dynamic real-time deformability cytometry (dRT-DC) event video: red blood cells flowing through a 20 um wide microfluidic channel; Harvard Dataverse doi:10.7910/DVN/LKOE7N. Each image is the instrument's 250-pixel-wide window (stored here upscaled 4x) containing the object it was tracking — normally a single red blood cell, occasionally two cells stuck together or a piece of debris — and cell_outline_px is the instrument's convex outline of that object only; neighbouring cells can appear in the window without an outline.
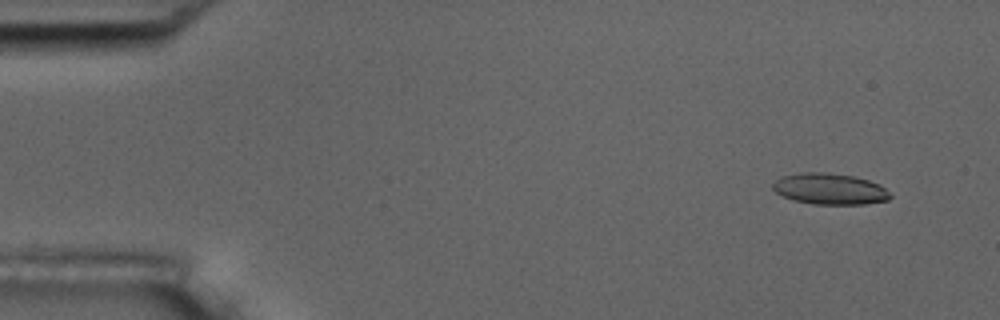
{"species": "common noctule bat (a hibernating species)", "species_latin": "Nyctalus noctula", "temperature_condition": "room temperature", "stored_images_in_passage": 8, "camera_frame_rate_fps": 3000, "um_per_image_px": 0.085, "animal": {"sex": "male", "body_mass_g": 17.5, "forearm_length_mm": 52.3}, "frame": {"image": 1, "passage_image": 1, "time_ms": 0.0, "image_size_px": [1000, 320], "cell_outline_px": [[892, 196], [888, 200], [864, 204], [812, 204], [796, 200], [784, 196], [776, 192], [772, 188], [772, 184], [780, 176], [800, 172], [824, 172], [852, 176], [868, 180], [880, 184]], "centroid_in_image_um": [70.52, 16.05], "position_along_channel_um": 14.5, "area_um2": 21.21}}
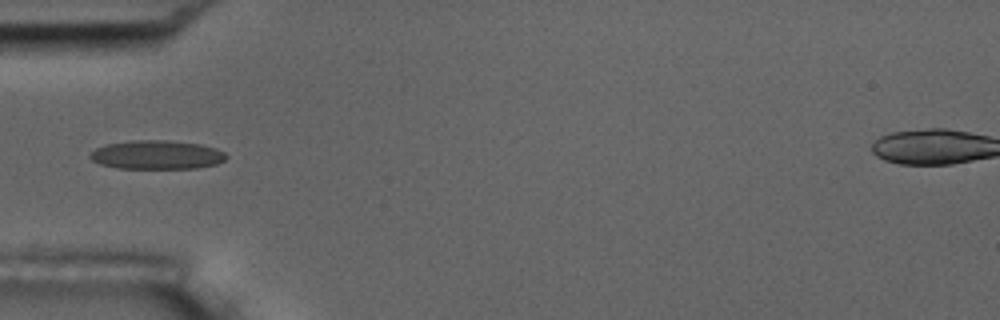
{"frame": {"image": 2, "passage_image": 5, "time_ms": 4.667, "image_size_px": [1000, 320], "cell_outline_px": [[228, 156], [224, 160], [216, 164], [196, 168], [116, 168], [100, 164], [92, 160], [88, 156], [96, 148], [104, 144], [132, 140], [164, 140], [200, 144], [216, 148], [224, 152]], "centroid_in_image_um": [13.31, 13.15], "position_along_channel_um": 71.7, "area_um2": 22.89}}
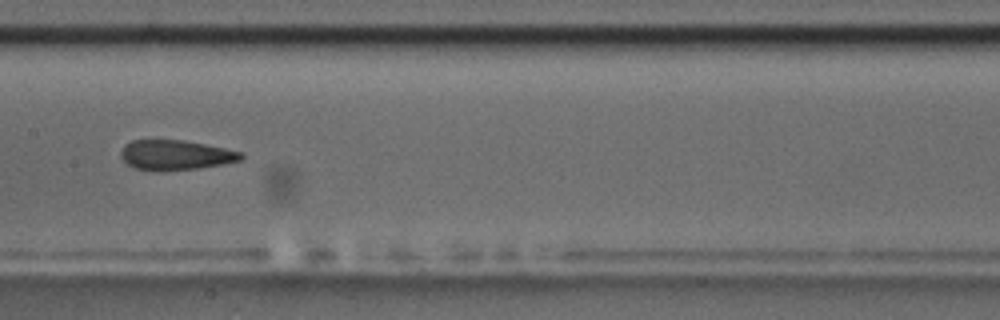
{"frame": {"image": 3, "passage_image": 8, "time_ms": 8.0, "image_size_px": [1000, 320], "cell_outline_px": [[244, 156], [240, 160], [220, 164], [196, 168], [164, 172], [156, 172], [136, 168], [128, 164], [120, 156], [120, 152], [124, 144], [132, 140], [184, 140], [244, 152]], "centroid_in_image_um": [14.89, 13.18], "position_along_channel_um": 192.5, "area_um2": 21.04}}